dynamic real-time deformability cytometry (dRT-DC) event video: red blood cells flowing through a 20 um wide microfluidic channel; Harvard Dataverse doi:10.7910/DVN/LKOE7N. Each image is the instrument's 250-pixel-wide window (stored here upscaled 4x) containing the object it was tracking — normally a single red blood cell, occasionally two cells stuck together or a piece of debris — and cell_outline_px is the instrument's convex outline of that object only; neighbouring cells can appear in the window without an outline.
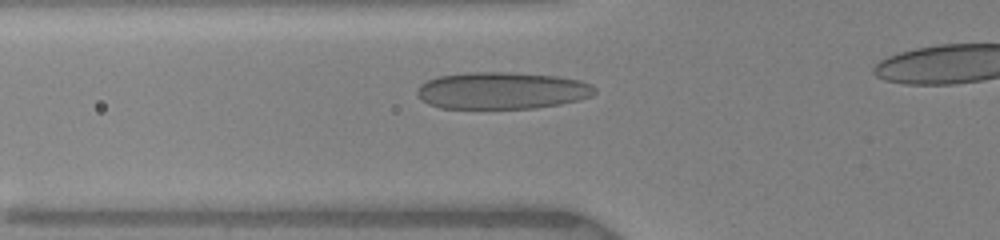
{"species": "human", "species_latin": "Homo sapiens", "temperature_condition": "warm", "stored_images_in_passage": 42, "camera_frame_rate_fps": 3000, "um_per_image_px": 0.085, "donor": {"sex": "female"}, "frame": {"image": 1, "passage_image": 3, "time_ms": 0.333, "image_size_px": [1000, 240], "cell_outline_px": [[596, 92], [592, 96], [580, 100], [560, 104], [536, 108], [440, 108], [428, 104], [416, 92], [420, 84], [436, 76], [464, 72], [508, 72], [560, 76], [580, 80], [592, 84], [596, 88]], "centroid_in_image_um": [42.7, 7.69], "position_along_channel_um": 83.1, "area_um2": 38.61}}
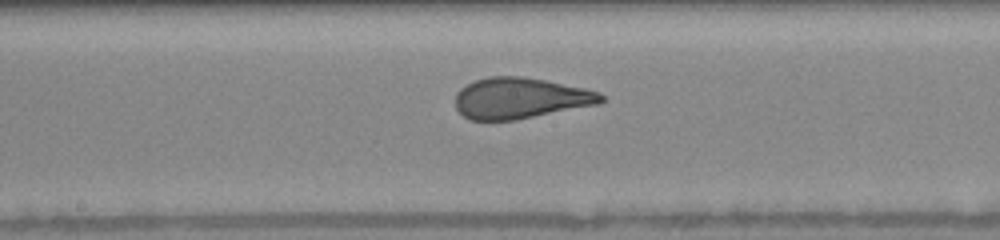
{"frame": {"image": 2, "passage_image": 14, "time_ms": 3.333, "image_size_px": [1000, 240], "cell_outline_px": [[604, 100], [600, 104], [516, 120], [468, 120], [456, 108], [456, 92], [460, 88], [476, 80], [488, 76], [520, 76], [544, 80], [584, 88], [600, 92], [604, 96]], "centroid_in_image_um": [44.23, 8.35], "position_along_channel_um": 204.0, "area_um2": 34.85}}
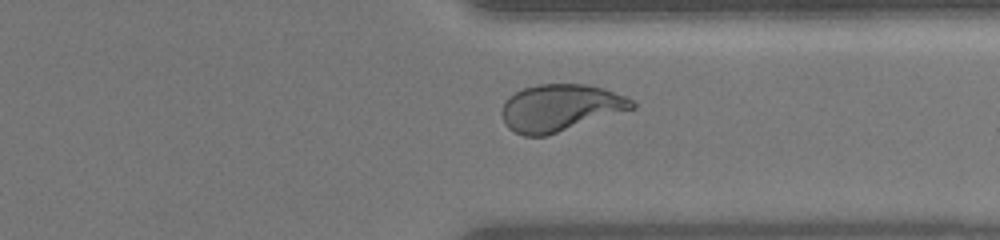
{"frame": {"image": 3, "passage_image": 31, "time_ms": 7.333, "image_size_px": [1000, 240], "cell_outline_px": [[636, 108], [544, 136], [524, 136], [508, 128], [504, 124], [504, 100], [508, 96], [524, 88], [540, 84], [584, 84], [604, 88], [624, 96], [632, 100], [636, 104]], "centroid_in_image_um": [47.63, 9.15], "position_along_channel_um": 363.8, "area_um2": 35.2}}